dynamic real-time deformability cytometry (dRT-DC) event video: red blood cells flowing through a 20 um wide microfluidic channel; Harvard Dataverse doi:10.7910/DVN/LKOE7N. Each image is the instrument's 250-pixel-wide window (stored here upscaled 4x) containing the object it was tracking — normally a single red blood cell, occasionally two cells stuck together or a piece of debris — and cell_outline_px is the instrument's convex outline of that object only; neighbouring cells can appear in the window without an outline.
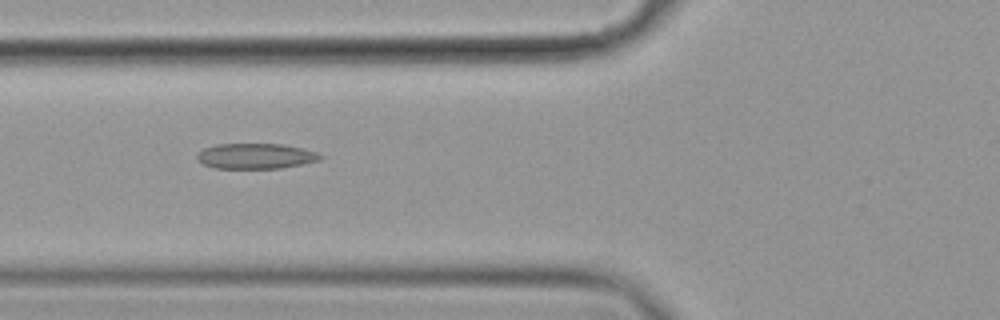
{"species": "common noctule bat (a hibernating species)", "species_latin": "Nyctalus noctula", "temperature_condition": "cold", "stored_images_in_passage": 8, "camera_frame_rate_fps": 3000, "um_per_image_px": 0.085, "animal": {"sex": "female", "body_mass_g": 19.9}, "frame": {"image": 1, "passage_image": 6, "time_ms": 1.667, "image_size_px": [1000, 320], "cell_outline_px": [[324, 156], [320, 160], [280, 168], [212, 168], [196, 160], [196, 156], [204, 148], [216, 144], [284, 144], [304, 148], [316, 152]], "centroid_in_image_um": [21.73, 13.26], "position_along_channel_um": 104.1, "area_um2": 18.26}}
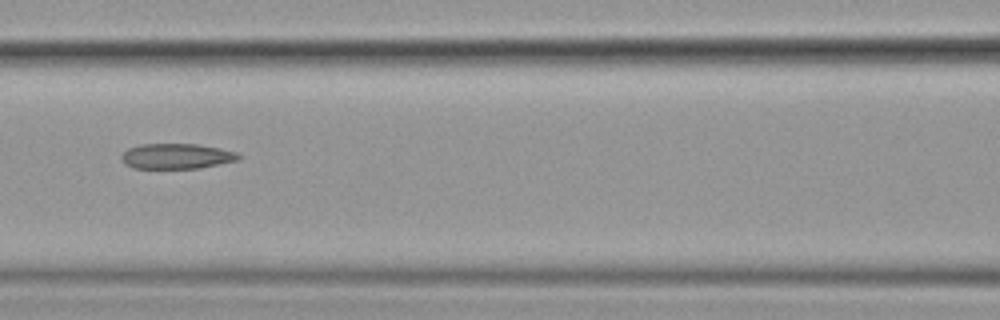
{"frame": {"image": 2, "passage_image": 7, "time_ms": 2.0, "image_size_px": [1000, 320], "cell_outline_px": [[244, 156], [236, 160], [200, 168], [132, 168], [124, 164], [120, 156], [128, 148], [140, 144], [196, 144], [220, 148], [236, 152]], "centroid_in_image_um": [14.99, 13.27], "position_along_channel_um": 151.6, "area_um2": 17.28}}
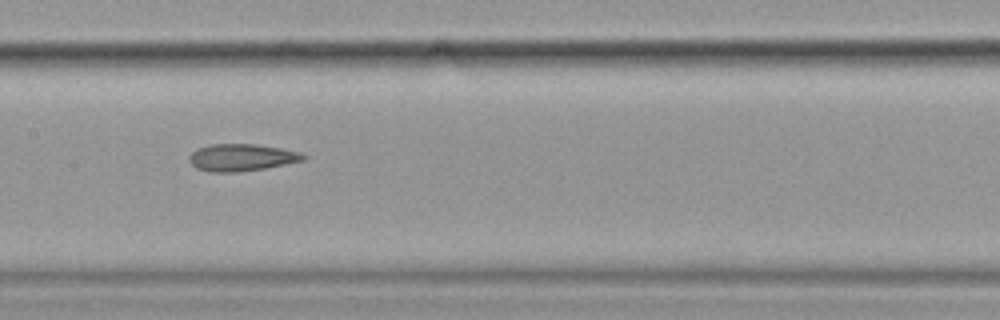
{"frame": {"image": 3, "passage_image": 8, "time_ms": 2.333, "image_size_px": [1000, 320], "cell_outline_px": [[308, 156], [304, 160], [264, 168], [236, 172], [208, 172], [196, 168], [188, 160], [188, 156], [196, 148], [208, 144], [256, 144], [280, 148], [300, 152]], "centroid_in_image_um": [20.49, 13.38], "position_along_channel_um": 186.9, "area_um2": 18.09}}